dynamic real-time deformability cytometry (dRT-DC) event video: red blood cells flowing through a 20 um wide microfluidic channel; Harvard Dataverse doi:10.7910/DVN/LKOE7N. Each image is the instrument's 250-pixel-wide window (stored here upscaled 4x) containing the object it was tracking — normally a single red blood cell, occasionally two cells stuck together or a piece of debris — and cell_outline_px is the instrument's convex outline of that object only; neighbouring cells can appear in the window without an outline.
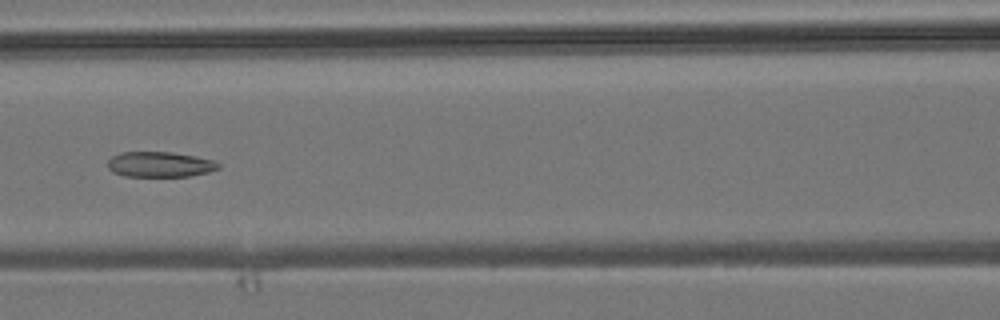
{"species": "common noctule bat (a hibernating species)", "species_latin": "Nyctalus noctula", "temperature_condition": "room temperature", "stored_images_in_passage": 6, "camera_frame_rate_fps": 3000, "um_per_image_px": 0.085, "animal": {"sex": "male", "body_mass_g": 19.2, "forearm_length_mm": 51.8}, "frame": {"image": 1, "passage_image": 6, "time_ms": 6.667, "image_size_px": [1000, 320], "cell_outline_px": [[220, 168], [208, 172], [188, 176], [124, 176], [112, 172], [108, 168], [108, 160], [112, 156], [120, 152], [172, 152], [196, 156], [212, 160], [220, 164]], "centroid_in_image_um": [13.57, 13.97], "position_along_channel_um": 153.0, "area_um2": 16.36}}